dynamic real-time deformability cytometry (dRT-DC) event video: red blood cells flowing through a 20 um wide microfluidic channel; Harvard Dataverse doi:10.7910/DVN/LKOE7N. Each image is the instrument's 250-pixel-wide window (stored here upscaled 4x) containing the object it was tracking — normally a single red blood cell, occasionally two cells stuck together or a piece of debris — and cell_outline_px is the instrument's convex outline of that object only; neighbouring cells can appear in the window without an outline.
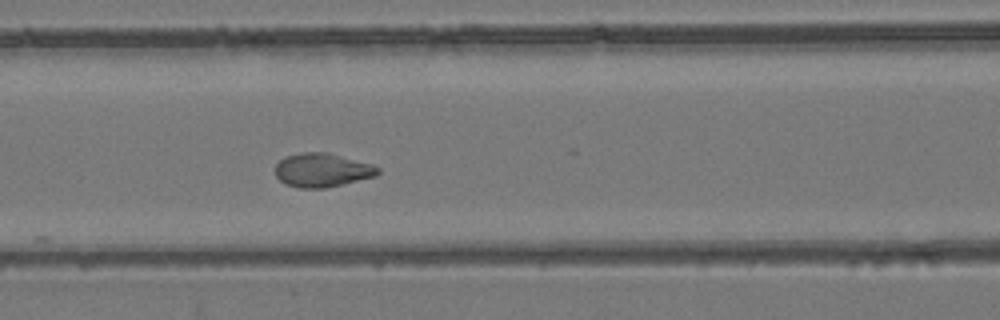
{"species": "common noctule bat (a hibernating species)", "species_latin": "Nyctalus noctula", "temperature_condition": "room temperature", "stored_images_in_passage": 18, "camera_frame_rate_fps": 3000, "um_per_image_px": 0.085, "animal": {"sex": "female", "body_mass_g": 24.6, "forearm_length_mm": 56.2}, "frame": {"image": 1, "passage_image": 15, "time_ms": 4.667, "image_size_px": [1000, 320], "cell_outline_px": [[380, 172], [376, 176], [324, 188], [300, 188], [284, 184], [276, 176], [276, 164], [284, 156], [304, 152], [328, 152], [372, 164], [380, 168]], "centroid_in_image_um": [27.38, 14.45], "position_along_channel_um": 139.2, "area_um2": 20.23}}